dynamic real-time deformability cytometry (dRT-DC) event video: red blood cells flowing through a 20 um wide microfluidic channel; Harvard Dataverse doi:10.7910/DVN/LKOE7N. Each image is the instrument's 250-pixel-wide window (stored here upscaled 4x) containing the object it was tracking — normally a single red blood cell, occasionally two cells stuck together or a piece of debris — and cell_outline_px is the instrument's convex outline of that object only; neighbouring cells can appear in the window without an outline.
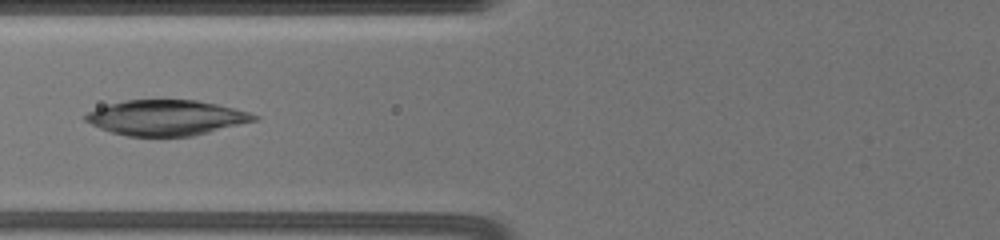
{"species": "common noctule bat (a hibernating species)", "species_latin": "Nyctalus noctula", "temperature_condition": "warm", "stored_images_in_passage": 9, "camera_frame_rate_fps": 3000, "um_per_image_px": 0.085, "animal": {"sex": "female", "body_mass_g": 19.5, "forearm_length_mm": 54.1}, "frame": {"image": 1, "passage_image": 3, "time_ms": 1.333, "image_size_px": [1000, 240], "cell_outline_px": [[260, 116], [256, 120], [192, 136], [128, 136], [112, 132], [100, 128], [84, 120], [84, 116], [88, 112], [96, 108], [108, 104], [124, 100], [196, 100], [216, 104], [248, 112]], "centroid_in_image_um": [14.09, 10.0], "position_along_channel_um": 111.7, "area_um2": 34.33}}